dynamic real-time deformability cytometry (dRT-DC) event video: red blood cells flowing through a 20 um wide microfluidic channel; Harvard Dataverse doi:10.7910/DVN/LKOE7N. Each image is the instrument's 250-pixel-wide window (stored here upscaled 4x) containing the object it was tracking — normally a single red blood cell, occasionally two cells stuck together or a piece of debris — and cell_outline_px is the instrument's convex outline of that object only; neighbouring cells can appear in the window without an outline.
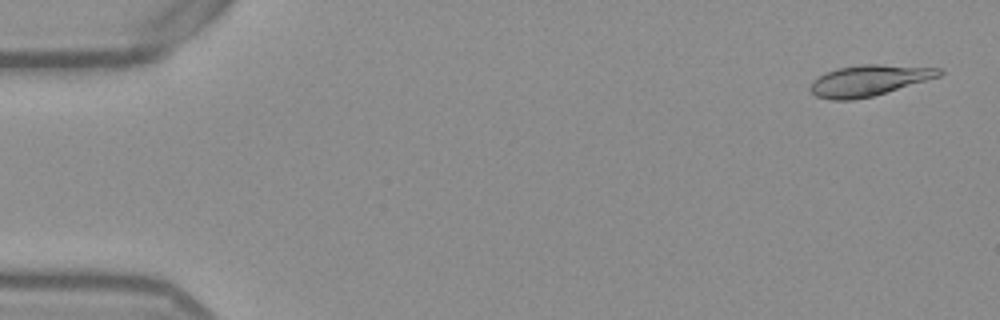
{"species": "Egyptian fruit bat (a non-hibernating species)", "species_latin": "Rousettus aegyptiacus", "temperature_condition": "warm", "stored_images_in_passage": 52, "camera_frame_rate_fps": 3000, "um_per_image_px": 0.085, "frame": {"image": 1, "passage_image": 2, "time_ms": 0.333, "image_size_px": [1000, 320], "cell_outline_px": [[944, 72], [940, 76], [872, 96], [852, 100], [832, 100], [816, 96], [808, 88], [812, 80], [824, 72], [836, 68], [860, 64], [880, 64], [940, 68]], "centroid_in_image_um": [73.8, 6.83], "position_along_channel_um": 11.2, "area_um2": 23.24}}
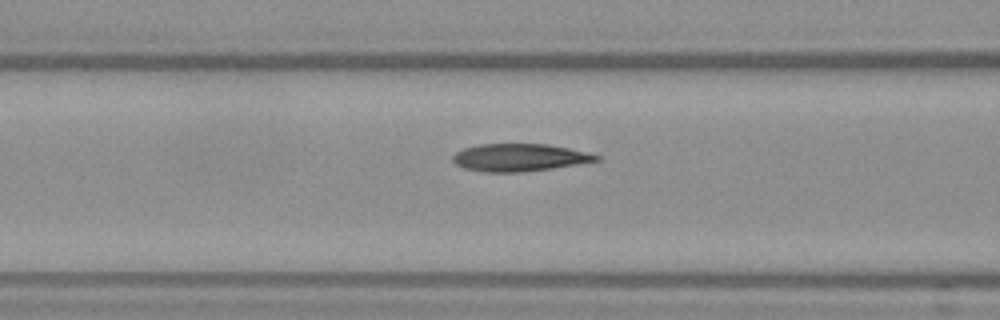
{"frame": {"image": 2, "passage_image": 21, "time_ms": 6.667, "image_size_px": [1000, 320], "cell_outline_px": [[600, 160], [552, 168], [524, 172], [484, 172], [464, 168], [456, 164], [452, 160], [452, 156], [456, 152], [464, 148], [480, 144], [548, 144], [588, 152], [600, 156]], "centroid_in_image_um": [44.13, 13.39], "position_along_channel_um": 122.5, "area_um2": 22.95}}
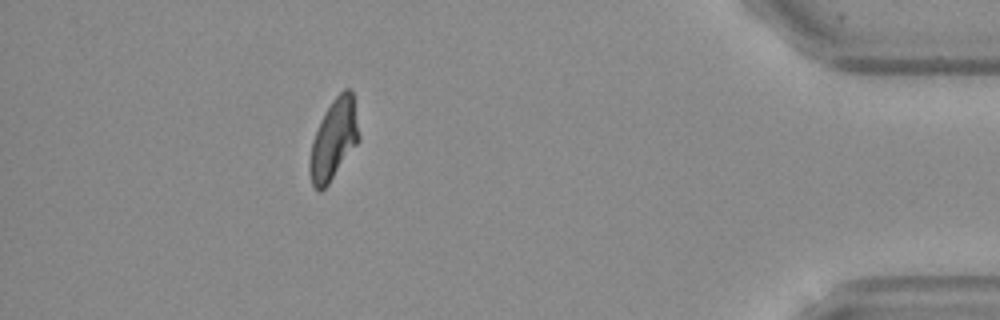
{"frame": {"image": 3, "passage_image": 47, "time_ms": 15.333, "image_size_px": [1000, 320], "cell_outline_px": [[360, 140], [328, 184], [320, 192], [316, 192], [312, 184], [308, 172], [308, 164], [312, 140], [320, 120], [332, 100], [344, 88], [352, 88], [360, 136]], "centroid_in_image_um": [28.35, 11.86], "position_along_channel_um": 406.8, "area_um2": 23.29}, "authors_computed_cell_mechanics": {"area_um2": 23.12, "velocity_mm_per_s": 3.8567, "shape_relaxation_time_tau1_ms": 9.2796, "shape_relaxation_time_tau2_ms": 2.3848, "deformation_change_tau1": 0.239, "deformation_change_tau2": 0.0762}}